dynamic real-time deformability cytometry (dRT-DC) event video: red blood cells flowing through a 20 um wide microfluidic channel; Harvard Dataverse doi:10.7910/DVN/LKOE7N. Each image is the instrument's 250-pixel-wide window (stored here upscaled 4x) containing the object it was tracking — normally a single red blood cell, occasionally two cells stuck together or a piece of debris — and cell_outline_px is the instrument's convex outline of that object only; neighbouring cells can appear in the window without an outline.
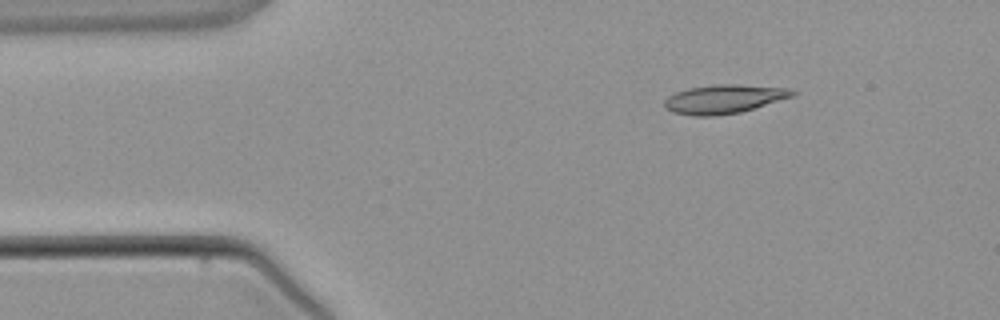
{"species": "common noctule bat (a hibernating species)", "species_latin": "Nyctalus noctula", "temperature_condition": "warm", "stored_images_in_passage": 3, "camera_frame_rate_fps": 3000, "um_per_image_px": 0.085, "animal": {"sex": "male", "body_mass_g": 21.5, "forearm_length_mm": 52.0}, "frame": {"image": 1, "passage_image": 2, "time_ms": 1.0, "image_size_px": [1000, 320], "cell_outline_px": [[796, 92], [792, 96], [740, 112], [716, 116], [692, 116], [672, 112], [664, 108], [664, 100], [668, 96], [676, 92], [688, 88], [716, 84], [736, 84], [792, 88]], "centroid_in_image_um": [61.49, 8.42], "position_along_channel_um": 23.5, "area_um2": 21.5}}